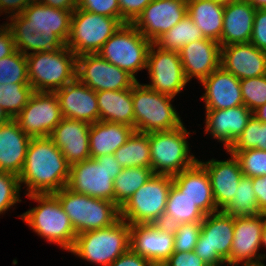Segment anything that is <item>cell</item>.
Wrapping results in <instances>:
<instances>
[{
  "label": "cell",
  "mask_w": 266,
  "mask_h": 266,
  "mask_svg": "<svg viewBox=\"0 0 266 266\" xmlns=\"http://www.w3.org/2000/svg\"><path fill=\"white\" fill-rule=\"evenodd\" d=\"M243 266H265V265L263 264V261H261V262H255V263L245 264Z\"/></svg>",
  "instance_id": "cell-59"
},
{
  "label": "cell",
  "mask_w": 266,
  "mask_h": 266,
  "mask_svg": "<svg viewBox=\"0 0 266 266\" xmlns=\"http://www.w3.org/2000/svg\"><path fill=\"white\" fill-rule=\"evenodd\" d=\"M253 112L245 105L221 110H206L205 134H211L228 150L245 129Z\"/></svg>",
  "instance_id": "cell-26"
},
{
  "label": "cell",
  "mask_w": 266,
  "mask_h": 266,
  "mask_svg": "<svg viewBox=\"0 0 266 266\" xmlns=\"http://www.w3.org/2000/svg\"><path fill=\"white\" fill-rule=\"evenodd\" d=\"M261 246L266 248V214H264V227L261 235Z\"/></svg>",
  "instance_id": "cell-56"
},
{
  "label": "cell",
  "mask_w": 266,
  "mask_h": 266,
  "mask_svg": "<svg viewBox=\"0 0 266 266\" xmlns=\"http://www.w3.org/2000/svg\"><path fill=\"white\" fill-rule=\"evenodd\" d=\"M205 216L204 212L172 184L161 224L174 227L188 222H202Z\"/></svg>",
  "instance_id": "cell-33"
},
{
  "label": "cell",
  "mask_w": 266,
  "mask_h": 266,
  "mask_svg": "<svg viewBox=\"0 0 266 266\" xmlns=\"http://www.w3.org/2000/svg\"><path fill=\"white\" fill-rule=\"evenodd\" d=\"M29 83L26 55L15 50L0 60V84Z\"/></svg>",
  "instance_id": "cell-39"
},
{
  "label": "cell",
  "mask_w": 266,
  "mask_h": 266,
  "mask_svg": "<svg viewBox=\"0 0 266 266\" xmlns=\"http://www.w3.org/2000/svg\"><path fill=\"white\" fill-rule=\"evenodd\" d=\"M174 252L194 251L201 233V222H188L172 227Z\"/></svg>",
  "instance_id": "cell-43"
},
{
  "label": "cell",
  "mask_w": 266,
  "mask_h": 266,
  "mask_svg": "<svg viewBox=\"0 0 266 266\" xmlns=\"http://www.w3.org/2000/svg\"><path fill=\"white\" fill-rule=\"evenodd\" d=\"M204 39L200 29L188 14L173 28L162 35L155 44L164 50L180 51L191 42Z\"/></svg>",
  "instance_id": "cell-36"
},
{
  "label": "cell",
  "mask_w": 266,
  "mask_h": 266,
  "mask_svg": "<svg viewBox=\"0 0 266 266\" xmlns=\"http://www.w3.org/2000/svg\"><path fill=\"white\" fill-rule=\"evenodd\" d=\"M234 235V216L222 210L210 213L201 222L194 252L207 266L226 265Z\"/></svg>",
  "instance_id": "cell-13"
},
{
  "label": "cell",
  "mask_w": 266,
  "mask_h": 266,
  "mask_svg": "<svg viewBox=\"0 0 266 266\" xmlns=\"http://www.w3.org/2000/svg\"><path fill=\"white\" fill-rule=\"evenodd\" d=\"M121 171L114 154L90 158L70 166L66 187L78 194L114 202V179Z\"/></svg>",
  "instance_id": "cell-5"
},
{
  "label": "cell",
  "mask_w": 266,
  "mask_h": 266,
  "mask_svg": "<svg viewBox=\"0 0 266 266\" xmlns=\"http://www.w3.org/2000/svg\"><path fill=\"white\" fill-rule=\"evenodd\" d=\"M26 196L38 202V205L19 216L20 219L47 242L56 243L62 249L70 251L77 233L58 198L53 193Z\"/></svg>",
  "instance_id": "cell-3"
},
{
  "label": "cell",
  "mask_w": 266,
  "mask_h": 266,
  "mask_svg": "<svg viewBox=\"0 0 266 266\" xmlns=\"http://www.w3.org/2000/svg\"><path fill=\"white\" fill-rule=\"evenodd\" d=\"M77 9L117 18L120 21L118 0H77Z\"/></svg>",
  "instance_id": "cell-45"
},
{
  "label": "cell",
  "mask_w": 266,
  "mask_h": 266,
  "mask_svg": "<svg viewBox=\"0 0 266 266\" xmlns=\"http://www.w3.org/2000/svg\"><path fill=\"white\" fill-rule=\"evenodd\" d=\"M44 5L63 9L66 11H74L77 8V0H36Z\"/></svg>",
  "instance_id": "cell-53"
},
{
  "label": "cell",
  "mask_w": 266,
  "mask_h": 266,
  "mask_svg": "<svg viewBox=\"0 0 266 266\" xmlns=\"http://www.w3.org/2000/svg\"><path fill=\"white\" fill-rule=\"evenodd\" d=\"M172 176L153 174L120 208V218L129 225L161 224Z\"/></svg>",
  "instance_id": "cell-10"
},
{
  "label": "cell",
  "mask_w": 266,
  "mask_h": 266,
  "mask_svg": "<svg viewBox=\"0 0 266 266\" xmlns=\"http://www.w3.org/2000/svg\"><path fill=\"white\" fill-rule=\"evenodd\" d=\"M175 98L137 82L132 87L134 130L141 133L175 130L184 123L171 104Z\"/></svg>",
  "instance_id": "cell-7"
},
{
  "label": "cell",
  "mask_w": 266,
  "mask_h": 266,
  "mask_svg": "<svg viewBox=\"0 0 266 266\" xmlns=\"http://www.w3.org/2000/svg\"><path fill=\"white\" fill-rule=\"evenodd\" d=\"M261 149L266 151V123L255 116L248 121L239 138L231 145L228 151H243Z\"/></svg>",
  "instance_id": "cell-40"
},
{
  "label": "cell",
  "mask_w": 266,
  "mask_h": 266,
  "mask_svg": "<svg viewBox=\"0 0 266 266\" xmlns=\"http://www.w3.org/2000/svg\"><path fill=\"white\" fill-rule=\"evenodd\" d=\"M90 126L84 121L63 117L50 134L49 138L61 150L70 166L90 159Z\"/></svg>",
  "instance_id": "cell-21"
},
{
  "label": "cell",
  "mask_w": 266,
  "mask_h": 266,
  "mask_svg": "<svg viewBox=\"0 0 266 266\" xmlns=\"http://www.w3.org/2000/svg\"><path fill=\"white\" fill-rule=\"evenodd\" d=\"M114 155L122 168H151L149 135L134 131L126 143L115 151Z\"/></svg>",
  "instance_id": "cell-34"
},
{
  "label": "cell",
  "mask_w": 266,
  "mask_h": 266,
  "mask_svg": "<svg viewBox=\"0 0 266 266\" xmlns=\"http://www.w3.org/2000/svg\"><path fill=\"white\" fill-rule=\"evenodd\" d=\"M70 165L49 137L31 138L19 182L29 194H49L67 186Z\"/></svg>",
  "instance_id": "cell-2"
},
{
  "label": "cell",
  "mask_w": 266,
  "mask_h": 266,
  "mask_svg": "<svg viewBox=\"0 0 266 266\" xmlns=\"http://www.w3.org/2000/svg\"><path fill=\"white\" fill-rule=\"evenodd\" d=\"M149 145L151 169L154 174L175 176L192 167L198 159L189 155L187 137L190 136L184 125L175 130L151 132Z\"/></svg>",
  "instance_id": "cell-9"
},
{
  "label": "cell",
  "mask_w": 266,
  "mask_h": 266,
  "mask_svg": "<svg viewBox=\"0 0 266 266\" xmlns=\"http://www.w3.org/2000/svg\"><path fill=\"white\" fill-rule=\"evenodd\" d=\"M129 246L153 265H162L174 252V231L163 224H133Z\"/></svg>",
  "instance_id": "cell-17"
},
{
  "label": "cell",
  "mask_w": 266,
  "mask_h": 266,
  "mask_svg": "<svg viewBox=\"0 0 266 266\" xmlns=\"http://www.w3.org/2000/svg\"><path fill=\"white\" fill-rule=\"evenodd\" d=\"M122 26L117 18L75 9L66 46L76 55L95 54Z\"/></svg>",
  "instance_id": "cell-12"
},
{
  "label": "cell",
  "mask_w": 266,
  "mask_h": 266,
  "mask_svg": "<svg viewBox=\"0 0 266 266\" xmlns=\"http://www.w3.org/2000/svg\"><path fill=\"white\" fill-rule=\"evenodd\" d=\"M108 266H154L146 258L134 253L130 248Z\"/></svg>",
  "instance_id": "cell-49"
},
{
  "label": "cell",
  "mask_w": 266,
  "mask_h": 266,
  "mask_svg": "<svg viewBox=\"0 0 266 266\" xmlns=\"http://www.w3.org/2000/svg\"><path fill=\"white\" fill-rule=\"evenodd\" d=\"M76 55L64 47L26 55L28 81L34 91L55 92L76 78Z\"/></svg>",
  "instance_id": "cell-6"
},
{
  "label": "cell",
  "mask_w": 266,
  "mask_h": 266,
  "mask_svg": "<svg viewBox=\"0 0 266 266\" xmlns=\"http://www.w3.org/2000/svg\"><path fill=\"white\" fill-rule=\"evenodd\" d=\"M146 69L151 82L145 85L162 94L175 97L189 82L179 51L164 50L155 43L149 48Z\"/></svg>",
  "instance_id": "cell-15"
},
{
  "label": "cell",
  "mask_w": 266,
  "mask_h": 266,
  "mask_svg": "<svg viewBox=\"0 0 266 266\" xmlns=\"http://www.w3.org/2000/svg\"><path fill=\"white\" fill-rule=\"evenodd\" d=\"M228 154L231 158L225 161L211 159L202 162L198 160L208 172L218 210H223L235 197L237 187L243 176L237 158L230 152Z\"/></svg>",
  "instance_id": "cell-25"
},
{
  "label": "cell",
  "mask_w": 266,
  "mask_h": 266,
  "mask_svg": "<svg viewBox=\"0 0 266 266\" xmlns=\"http://www.w3.org/2000/svg\"><path fill=\"white\" fill-rule=\"evenodd\" d=\"M264 214L234 217V235L227 265L238 266L261 262L265 254L257 253L261 248Z\"/></svg>",
  "instance_id": "cell-19"
},
{
  "label": "cell",
  "mask_w": 266,
  "mask_h": 266,
  "mask_svg": "<svg viewBox=\"0 0 266 266\" xmlns=\"http://www.w3.org/2000/svg\"><path fill=\"white\" fill-rule=\"evenodd\" d=\"M187 14L201 30L204 38L220 42L224 4L215 0H187Z\"/></svg>",
  "instance_id": "cell-32"
},
{
  "label": "cell",
  "mask_w": 266,
  "mask_h": 266,
  "mask_svg": "<svg viewBox=\"0 0 266 266\" xmlns=\"http://www.w3.org/2000/svg\"><path fill=\"white\" fill-rule=\"evenodd\" d=\"M151 44L132 23H125L104 43L98 54L137 80L135 74L147 67Z\"/></svg>",
  "instance_id": "cell-11"
},
{
  "label": "cell",
  "mask_w": 266,
  "mask_h": 266,
  "mask_svg": "<svg viewBox=\"0 0 266 266\" xmlns=\"http://www.w3.org/2000/svg\"><path fill=\"white\" fill-rule=\"evenodd\" d=\"M173 185L206 215L219 211L213 197L208 172L197 161L172 177Z\"/></svg>",
  "instance_id": "cell-27"
},
{
  "label": "cell",
  "mask_w": 266,
  "mask_h": 266,
  "mask_svg": "<svg viewBox=\"0 0 266 266\" xmlns=\"http://www.w3.org/2000/svg\"><path fill=\"white\" fill-rule=\"evenodd\" d=\"M64 118L93 124L99 121L96 92L75 78L54 92Z\"/></svg>",
  "instance_id": "cell-20"
},
{
  "label": "cell",
  "mask_w": 266,
  "mask_h": 266,
  "mask_svg": "<svg viewBox=\"0 0 266 266\" xmlns=\"http://www.w3.org/2000/svg\"><path fill=\"white\" fill-rule=\"evenodd\" d=\"M255 12L247 0L225 4L220 46L249 43Z\"/></svg>",
  "instance_id": "cell-29"
},
{
  "label": "cell",
  "mask_w": 266,
  "mask_h": 266,
  "mask_svg": "<svg viewBox=\"0 0 266 266\" xmlns=\"http://www.w3.org/2000/svg\"><path fill=\"white\" fill-rule=\"evenodd\" d=\"M253 116H255L261 122L266 123V104L260 106L253 112Z\"/></svg>",
  "instance_id": "cell-54"
},
{
  "label": "cell",
  "mask_w": 266,
  "mask_h": 266,
  "mask_svg": "<svg viewBox=\"0 0 266 266\" xmlns=\"http://www.w3.org/2000/svg\"><path fill=\"white\" fill-rule=\"evenodd\" d=\"M34 90L29 83L0 84V106L14 119L26 106Z\"/></svg>",
  "instance_id": "cell-38"
},
{
  "label": "cell",
  "mask_w": 266,
  "mask_h": 266,
  "mask_svg": "<svg viewBox=\"0 0 266 266\" xmlns=\"http://www.w3.org/2000/svg\"><path fill=\"white\" fill-rule=\"evenodd\" d=\"M240 87L244 105L252 112L266 104V74L263 76L241 79Z\"/></svg>",
  "instance_id": "cell-42"
},
{
  "label": "cell",
  "mask_w": 266,
  "mask_h": 266,
  "mask_svg": "<svg viewBox=\"0 0 266 266\" xmlns=\"http://www.w3.org/2000/svg\"><path fill=\"white\" fill-rule=\"evenodd\" d=\"M21 189L17 175L0 171V214L21 202Z\"/></svg>",
  "instance_id": "cell-44"
},
{
  "label": "cell",
  "mask_w": 266,
  "mask_h": 266,
  "mask_svg": "<svg viewBox=\"0 0 266 266\" xmlns=\"http://www.w3.org/2000/svg\"><path fill=\"white\" fill-rule=\"evenodd\" d=\"M200 83L205 88V93L200 97L205 102V110H221L244 105L240 79L222 66Z\"/></svg>",
  "instance_id": "cell-22"
},
{
  "label": "cell",
  "mask_w": 266,
  "mask_h": 266,
  "mask_svg": "<svg viewBox=\"0 0 266 266\" xmlns=\"http://www.w3.org/2000/svg\"><path fill=\"white\" fill-rule=\"evenodd\" d=\"M36 0H0V15L8 13V18L21 14L31 3Z\"/></svg>",
  "instance_id": "cell-50"
},
{
  "label": "cell",
  "mask_w": 266,
  "mask_h": 266,
  "mask_svg": "<svg viewBox=\"0 0 266 266\" xmlns=\"http://www.w3.org/2000/svg\"><path fill=\"white\" fill-rule=\"evenodd\" d=\"M215 1L225 5V4L240 2V1H244V0H215Z\"/></svg>",
  "instance_id": "cell-58"
},
{
  "label": "cell",
  "mask_w": 266,
  "mask_h": 266,
  "mask_svg": "<svg viewBox=\"0 0 266 266\" xmlns=\"http://www.w3.org/2000/svg\"><path fill=\"white\" fill-rule=\"evenodd\" d=\"M221 66L241 79L266 74V52L251 42L221 47Z\"/></svg>",
  "instance_id": "cell-24"
},
{
  "label": "cell",
  "mask_w": 266,
  "mask_h": 266,
  "mask_svg": "<svg viewBox=\"0 0 266 266\" xmlns=\"http://www.w3.org/2000/svg\"><path fill=\"white\" fill-rule=\"evenodd\" d=\"M71 16L72 11L34 1L5 25L12 31L16 50L28 55L29 50L34 53L64 47L70 35Z\"/></svg>",
  "instance_id": "cell-1"
},
{
  "label": "cell",
  "mask_w": 266,
  "mask_h": 266,
  "mask_svg": "<svg viewBox=\"0 0 266 266\" xmlns=\"http://www.w3.org/2000/svg\"><path fill=\"white\" fill-rule=\"evenodd\" d=\"M185 76L200 82L221 66V46L211 39H200L184 46L179 51Z\"/></svg>",
  "instance_id": "cell-23"
},
{
  "label": "cell",
  "mask_w": 266,
  "mask_h": 266,
  "mask_svg": "<svg viewBox=\"0 0 266 266\" xmlns=\"http://www.w3.org/2000/svg\"><path fill=\"white\" fill-rule=\"evenodd\" d=\"M152 0H118L120 22L133 23Z\"/></svg>",
  "instance_id": "cell-46"
},
{
  "label": "cell",
  "mask_w": 266,
  "mask_h": 266,
  "mask_svg": "<svg viewBox=\"0 0 266 266\" xmlns=\"http://www.w3.org/2000/svg\"><path fill=\"white\" fill-rule=\"evenodd\" d=\"M250 42L266 52V9H257L255 12Z\"/></svg>",
  "instance_id": "cell-47"
},
{
  "label": "cell",
  "mask_w": 266,
  "mask_h": 266,
  "mask_svg": "<svg viewBox=\"0 0 266 266\" xmlns=\"http://www.w3.org/2000/svg\"><path fill=\"white\" fill-rule=\"evenodd\" d=\"M76 78L95 92L129 89L138 82L98 53L76 57Z\"/></svg>",
  "instance_id": "cell-14"
},
{
  "label": "cell",
  "mask_w": 266,
  "mask_h": 266,
  "mask_svg": "<svg viewBox=\"0 0 266 266\" xmlns=\"http://www.w3.org/2000/svg\"><path fill=\"white\" fill-rule=\"evenodd\" d=\"M237 158L243 175L248 177H261L266 175V151L249 149L243 151H228Z\"/></svg>",
  "instance_id": "cell-41"
},
{
  "label": "cell",
  "mask_w": 266,
  "mask_h": 266,
  "mask_svg": "<svg viewBox=\"0 0 266 266\" xmlns=\"http://www.w3.org/2000/svg\"><path fill=\"white\" fill-rule=\"evenodd\" d=\"M63 119L54 92L34 91L28 103L14 118L22 131L31 138L49 137Z\"/></svg>",
  "instance_id": "cell-16"
},
{
  "label": "cell",
  "mask_w": 266,
  "mask_h": 266,
  "mask_svg": "<svg viewBox=\"0 0 266 266\" xmlns=\"http://www.w3.org/2000/svg\"><path fill=\"white\" fill-rule=\"evenodd\" d=\"M0 60L11 55L15 50L12 31L5 25H0Z\"/></svg>",
  "instance_id": "cell-51"
},
{
  "label": "cell",
  "mask_w": 266,
  "mask_h": 266,
  "mask_svg": "<svg viewBox=\"0 0 266 266\" xmlns=\"http://www.w3.org/2000/svg\"><path fill=\"white\" fill-rule=\"evenodd\" d=\"M163 266H207L194 252H173Z\"/></svg>",
  "instance_id": "cell-48"
},
{
  "label": "cell",
  "mask_w": 266,
  "mask_h": 266,
  "mask_svg": "<svg viewBox=\"0 0 266 266\" xmlns=\"http://www.w3.org/2000/svg\"><path fill=\"white\" fill-rule=\"evenodd\" d=\"M130 225L120 218L113 225L77 234L69 251L82 260L108 266L130 248Z\"/></svg>",
  "instance_id": "cell-4"
},
{
  "label": "cell",
  "mask_w": 266,
  "mask_h": 266,
  "mask_svg": "<svg viewBox=\"0 0 266 266\" xmlns=\"http://www.w3.org/2000/svg\"><path fill=\"white\" fill-rule=\"evenodd\" d=\"M251 6L257 9H266V0H247Z\"/></svg>",
  "instance_id": "cell-55"
},
{
  "label": "cell",
  "mask_w": 266,
  "mask_h": 266,
  "mask_svg": "<svg viewBox=\"0 0 266 266\" xmlns=\"http://www.w3.org/2000/svg\"><path fill=\"white\" fill-rule=\"evenodd\" d=\"M77 234L109 227L120 219V208L110 200L78 194L67 187L53 193Z\"/></svg>",
  "instance_id": "cell-8"
},
{
  "label": "cell",
  "mask_w": 266,
  "mask_h": 266,
  "mask_svg": "<svg viewBox=\"0 0 266 266\" xmlns=\"http://www.w3.org/2000/svg\"><path fill=\"white\" fill-rule=\"evenodd\" d=\"M134 131L131 126L106 121L91 124L89 131L90 158L114 154L119 147L126 143Z\"/></svg>",
  "instance_id": "cell-30"
},
{
  "label": "cell",
  "mask_w": 266,
  "mask_h": 266,
  "mask_svg": "<svg viewBox=\"0 0 266 266\" xmlns=\"http://www.w3.org/2000/svg\"><path fill=\"white\" fill-rule=\"evenodd\" d=\"M151 168L127 167L114 179V203L121 208L153 176Z\"/></svg>",
  "instance_id": "cell-35"
},
{
  "label": "cell",
  "mask_w": 266,
  "mask_h": 266,
  "mask_svg": "<svg viewBox=\"0 0 266 266\" xmlns=\"http://www.w3.org/2000/svg\"><path fill=\"white\" fill-rule=\"evenodd\" d=\"M30 141L14 119L0 125V171L19 176Z\"/></svg>",
  "instance_id": "cell-28"
},
{
  "label": "cell",
  "mask_w": 266,
  "mask_h": 266,
  "mask_svg": "<svg viewBox=\"0 0 266 266\" xmlns=\"http://www.w3.org/2000/svg\"><path fill=\"white\" fill-rule=\"evenodd\" d=\"M187 15V0H152L132 23L152 43Z\"/></svg>",
  "instance_id": "cell-18"
},
{
  "label": "cell",
  "mask_w": 266,
  "mask_h": 266,
  "mask_svg": "<svg viewBox=\"0 0 266 266\" xmlns=\"http://www.w3.org/2000/svg\"><path fill=\"white\" fill-rule=\"evenodd\" d=\"M9 120V116L4 112V110L0 106V125L6 124Z\"/></svg>",
  "instance_id": "cell-57"
},
{
  "label": "cell",
  "mask_w": 266,
  "mask_h": 266,
  "mask_svg": "<svg viewBox=\"0 0 266 266\" xmlns=\"http://www.w3.org/2000/svg\"><path fill=\"white\" fill-rule=\"evenodd\" d=\"M253 190L251 177L243 175L235 197L222 211L234 217L262 214L258 208L257 198Z\"/></svg>",
  "instance_id": "cell-37"
},
{
  "label": "cell",
  "mask_w": 266,
  "mask_h": 266,
  "mask_svg": "<svg viewBox=\"0 0 266 266\" xmlns=\"http://www.w3.org/2000/svg\"><path fill=\"white\" fill-rule=\"evenodd\" d=\"M99 121L124 124L134 128L132 88L96 92Z\"/></svg>",
  "instance_id": "cell-31"
},
{
  "label": "cell",
  "mask_w": 266,
  "mask_h": 266,
  "mask_svg": "<svg viewBox=\"0 0 266 266\" xmlns=\"http://www.w3.org/2000/svg\"><path fill=\"white\" fill-rule=\"evenodd\" d=\"M253 192L257 198L258 208L262 214H266V175L253 177Z\"/></svg>",
  "instance_id": "cell-52"
}]
</instances>
